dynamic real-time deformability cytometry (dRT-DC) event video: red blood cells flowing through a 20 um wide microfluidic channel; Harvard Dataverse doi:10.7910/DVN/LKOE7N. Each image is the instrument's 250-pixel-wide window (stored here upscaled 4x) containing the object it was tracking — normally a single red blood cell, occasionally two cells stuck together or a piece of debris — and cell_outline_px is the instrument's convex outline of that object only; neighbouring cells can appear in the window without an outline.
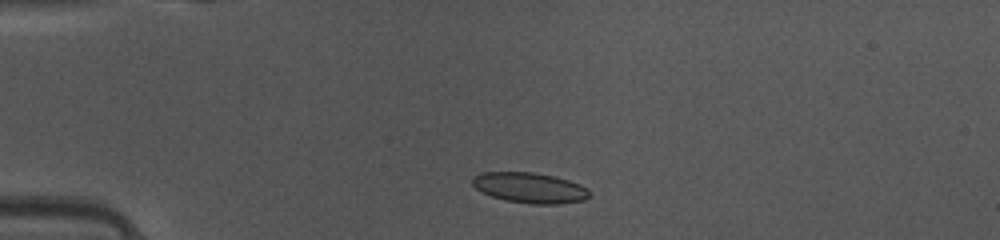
{"species": "common noctule bat (a hibernating species)", "species_latin": "Nyctalus noctula", "temperature_condition": "warm", "stored_images_in_passage": 38, "camera_frame_rate_fps": 3000, "um_per_image_px": 0.085, "animal": {"sex": "female", "body_mass_g": 10.0, "forearm_length_mm": 53.1}, "frame": {"image": 1, "passage_image": 1, "time_ms": 0.0, "image_size_px": [1000, 240], "cell_outline_px": [[588, 196], [584, 200], [560, 204], [532, 204], [504, 200], [492, 196], [476, 188], [472, 184], [472, 176], [480, 172], [532, 172], [552, 176], [568, 180], [580, 184], [588, 188]], "centroid_in_image_um": [45.01, 15.96], "position_along_channel_um": 40.0, "area_um2": 20.69}}
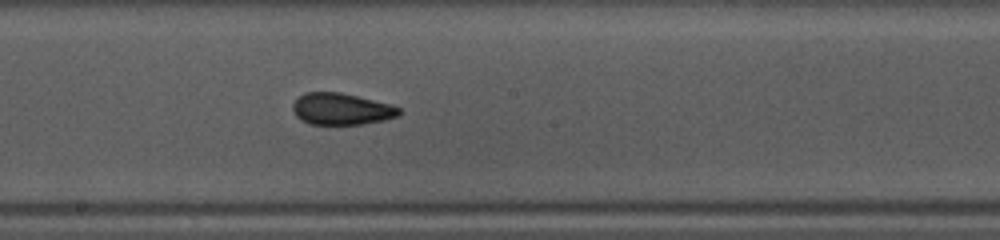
{"frame": {"image": 2, "passage_image": 16, "time_ms": 5.0, "image_size_px": [1000, 240], "cell_outline_px": [[400, 116], [384, 120], [360, 124], [312, 124], [300, 120], [296, 116], [292, 108], [292, 104], [304, 92], [340, 92], [392, 104], [400, 108]], "centroid_in_image_um": [29.03, 9.26], "position_along_channel_um": 219.2, "area_um2": 19.65}}
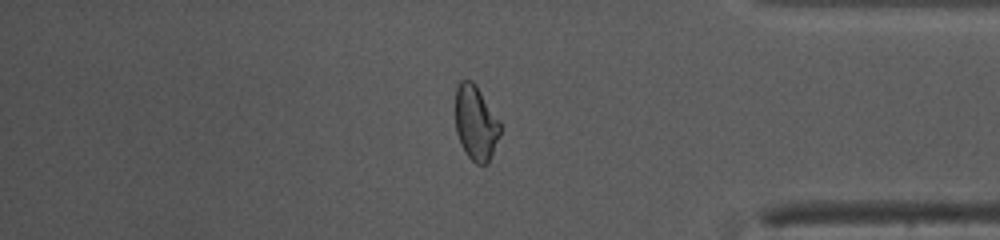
{"frame": {"image": 3, "passage_image": 30, "time_ms": 9.667, "image_size_px": [1000, 240], "cell_outline_px": [[500, 136], [492, 156], [488, 164], [476, 164], [468, 156], [456, 132], [456, 88], [460, 80], [472, 80], [476, 84], [500, 120]], "centroid_in_image_um": [40.47, 10.44], "position_along_channel_um": 394.7, "area_um2": 19.59}}